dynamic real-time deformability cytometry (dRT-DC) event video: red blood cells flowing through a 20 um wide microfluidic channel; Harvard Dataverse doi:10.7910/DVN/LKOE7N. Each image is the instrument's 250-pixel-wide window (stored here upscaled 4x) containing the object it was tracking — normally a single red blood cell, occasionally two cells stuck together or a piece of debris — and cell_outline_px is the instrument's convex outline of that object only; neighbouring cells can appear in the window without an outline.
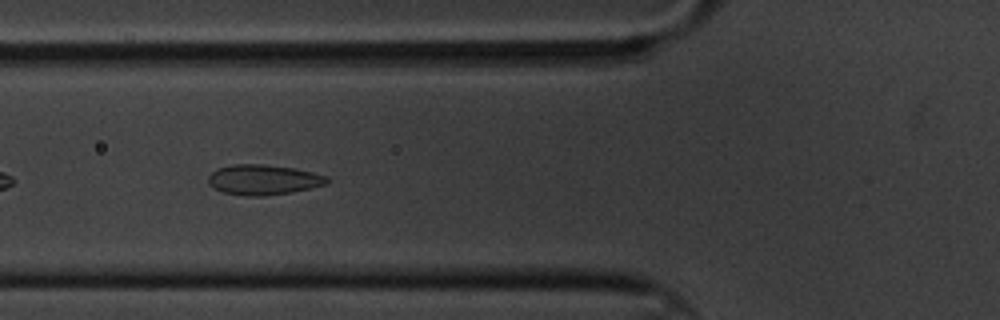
{"species": "common noctule bat (a hibernating species)", "species_latin": "Nyctalus noctula", "temperature_condition": "cold", "stored_images_in_passage": 45, "camera_frame_rate_fps": 3000, "um_per_image_px": 0.085, "animal": {"sex": "male", "body_mass_g": 20.1, "forearm_length_mm": 53.5}, "frame": {"image": 1, "passage_image": 7, "time_ms": 2.0, "image_size_px": [1000, 320], "cell_outline_px": [[328, 184], [292, 192], [264, 196], [244, 196], [220, 192], [208, 184], [208, 176], [216, 168], [232, 164], [264, 164], [296, 168], [328, 176]], "centroid_in_image_um": [22.36, 15.27], "position_along_channel_um": 103.4, "area_um2": 21.21}}
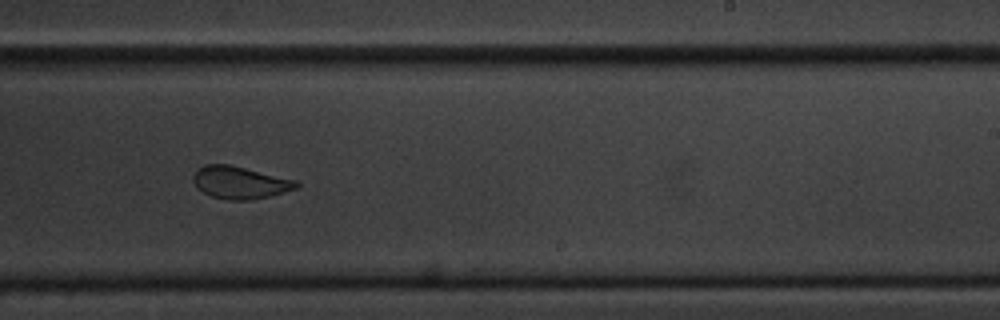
{"frame": {"image": 2, "passage_image": 22, "time_ms": 7.0, "image_size_px": [1000, 320], "cell_outline_px": [[300, 184], [296, 188], [284, 192], [252, 200], [228, 200], [212, 196], [204, 192], [192, 180], [192, 176], [196, 168], [204, 164], [228, 164], [296, 180]], "centroid_in_image_um": [20.37, 15.5], "position_along_channel_um": 268.6, "area_um2": 19.31}}
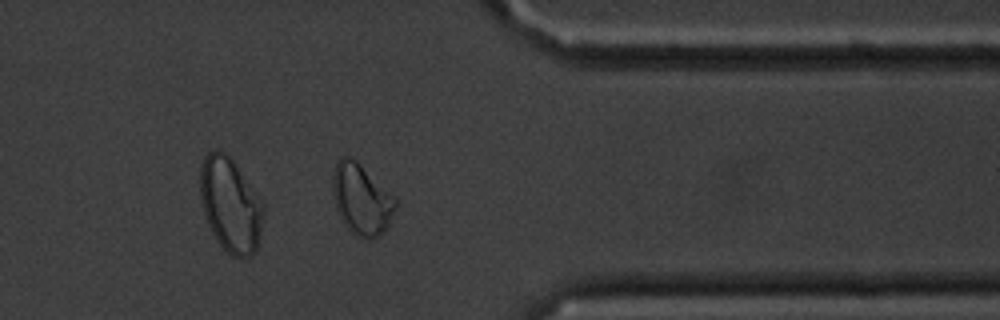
{"frame": {"image": 3, "passage_image": 33, "time_ms": 10.667, "image_size_px": [1000, 320], "cell_outline_px": [[396, 204], [388, 224], [372, 240], [364, 240], [356, 236], [344, 224], [336, 208], [332, 192], [332, 176], [336, 160], [340, 156], [348, 156], [356, 160], [396, 196]], "centroid_in_image_um": [30.69, 16.9], "position_along_channel_um": 380.7, "area_um2": 26.01}, "authors_computed_cell_mechanics": {"area_um2": 20.3456, "velocity_mm_per_s": 3.3025, "shape_relaxation_time_tau1_ms": 3.0515, "shape_relaxation_time_tau2_ms": 1.0098, "deformation_change_tau1": 0.0927, "deformation_change_tau2": 0.0403}}